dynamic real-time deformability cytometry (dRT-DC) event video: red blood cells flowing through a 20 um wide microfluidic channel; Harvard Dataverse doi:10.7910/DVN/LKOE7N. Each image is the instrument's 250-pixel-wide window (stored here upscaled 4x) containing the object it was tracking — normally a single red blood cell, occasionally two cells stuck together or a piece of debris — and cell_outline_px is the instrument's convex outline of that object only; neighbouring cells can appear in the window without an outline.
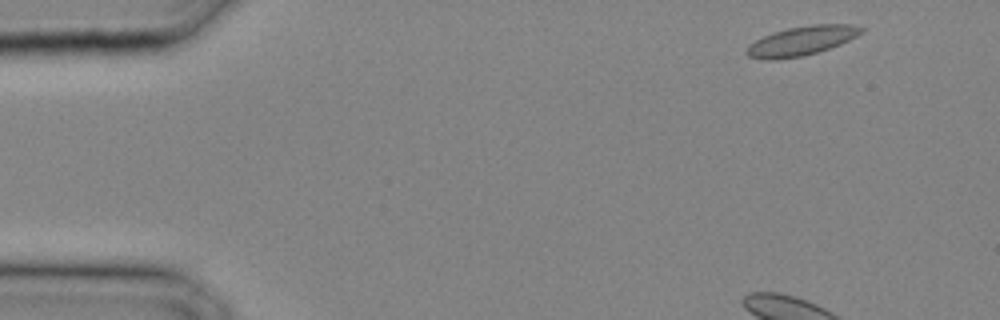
{"species": "common noctule bat (a hibernating species)", "species_latin": "Nyctalus noctula", "temperature_condition": "cold", "stored_images_in_passage": 29, "camera_frame_rate_fps": 3000, "um_per_image_px": 0.085, "animal": {"sex": "male", "body_mass_g": 20.4}, "frame": {"image": 1, "passage_image": 1, "time_ms": 0.0, "image_size_px": [1000, 320], "cell_outline_px": [[864, 32], [840, 44], [804, 56], [776, 60], [768, 60], [748, 56], [744, 52], [748, 44], [764, 36], [788, 28], [812, 24], [852, 24], [864, 28]], "centroid_in_image_um": [68.12, 3.47], "position_along_channel_um": 16.9, "area_um2": 19.48}}